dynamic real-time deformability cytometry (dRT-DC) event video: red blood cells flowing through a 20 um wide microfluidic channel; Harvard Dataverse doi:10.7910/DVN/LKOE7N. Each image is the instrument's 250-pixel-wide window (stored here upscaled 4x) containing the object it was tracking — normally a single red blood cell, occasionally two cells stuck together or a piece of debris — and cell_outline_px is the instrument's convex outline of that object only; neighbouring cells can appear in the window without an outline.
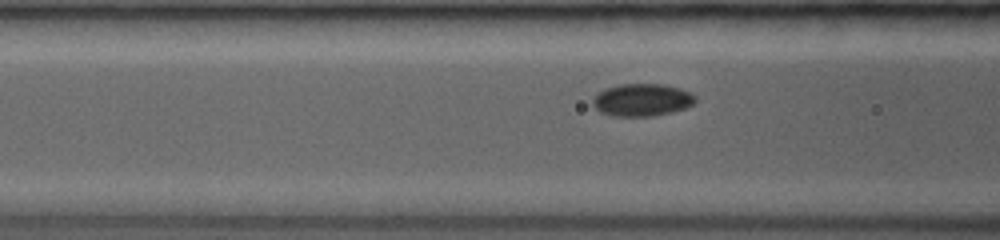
{"species": "common noctule bat (a hibernating species)", "species_latin": "Nyctalus noctula", "temperature_condition": "room temperature", "stored_images_in_passage": 16, "camera_frame_rate_fps": 3500, "um_per_image_px": 0.085, "animal": {"sex": "female", "body_mass_g": 19.0, "forearm_length_mm": 53.3}, "frame": {"image": 1, "passage_image": 14, "time_ms": 4.286, "image_size_px": [1000, 240], "cell_outline_px": [[696, 100], [692, 104], [684, 108], [652, 116], [612, 116], [600, 112], [592, 104], [592, 100], [604, 88], [620, 84], [664, 84], [680, 88], [696, 96]], "centroid_in_image_um": [54.55, 8.48], "position_along_channel_um": 112.1, "area_um2": 19.25}}